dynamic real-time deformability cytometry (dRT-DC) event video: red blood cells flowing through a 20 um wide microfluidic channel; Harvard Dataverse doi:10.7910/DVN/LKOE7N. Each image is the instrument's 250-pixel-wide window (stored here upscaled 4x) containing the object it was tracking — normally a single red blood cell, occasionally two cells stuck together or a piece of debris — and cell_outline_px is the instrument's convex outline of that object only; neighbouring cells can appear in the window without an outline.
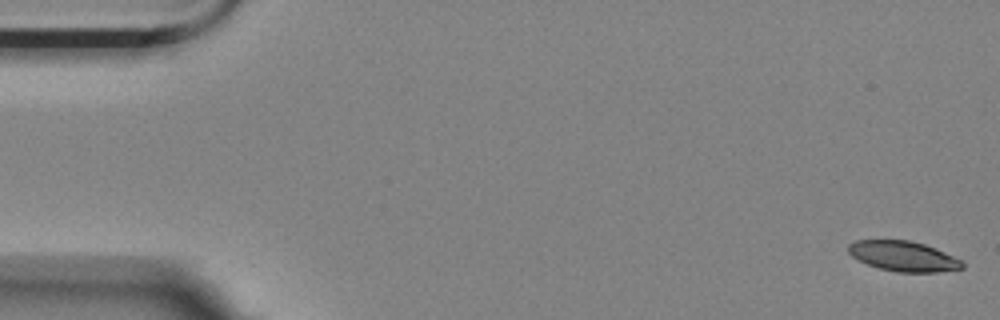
{"species": "Egyptian fruit bat (a non-hibernating species)", "species_latin": "Rousettus aegyptiacus", "temperature_condition": "room temperature", "stored_images_in_passage": 57, "camera_frame_rate_fps": 3000, "um_per_image_px": 0.085, "animal": {"sex": "female"}, "frame": {"image": 1, "passage_image": 1, "time_ms": 0.0, "image_size_px": [1000, 320], "cell_outline_px": [[964, 268], [936, 272], [896, 272], [880, 268], [868, 264], [852, 256], [848, 252], [848, 244], [856, 240], [908, 240], [924, 244], [936, 248], [964, 260]], "centroid_in_image_um": [76.83, 21.77], "position_along_channel_um": 8.2, "area_um2": 20.06}}
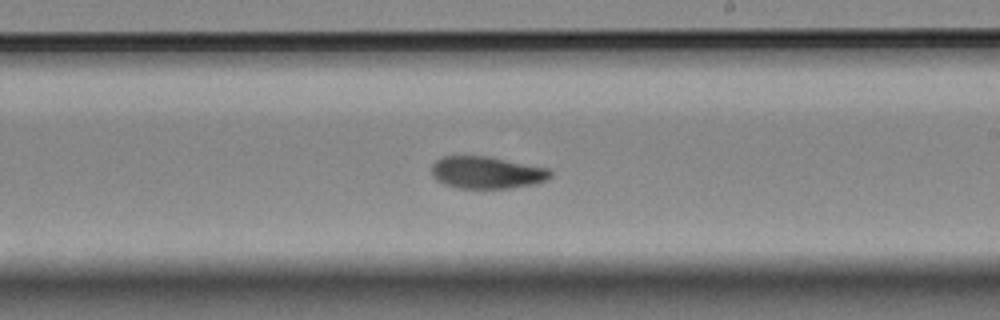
{"frame": {"image": 2, "passage_image": 33, "time_ms": 10.667, "image_size_px": [1000, 320], "cell_outline_px": [[552, 176], [548, 180], [536, 184], [512, 188], [456, 188], [444, 184], [436, 180], [432, 176], [432, 164], [436, 160], [444, 156], [488, 156], [548, 168], [552, 172]], "centroid_in_image_um": [41.39, 14.67], "position_along_channel_um": 247.6, "area_um2": 22.48}}
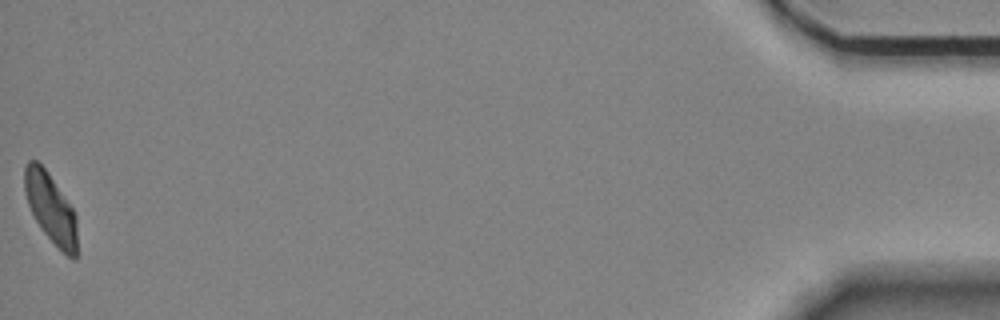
{"frame": {"image": 3, "passage_image": 57, "time_ms": 18.667, "image_size_px": [1000, 320], "cell_outline_px": [[76, 260], [72, 260], [40, 228], [28, 204], [24, 192], [24, 168], [28, 160], [36, 160], [48, 172], [72, 208], [76, 216]], "centroid_in_image_um": [4.29, 17.66], "position_along_channel_um": 430.9, "area_um2": 20.92}, "authors_computed_cell_mechanics": {"area_um2": 22.253, "velocity_mm_per_s": 3.4892, "shape_relaxation_time_tau1_ms": 7.2407, "shape_relaxation_time_tau2_ms": 9.1862, "deformation_change_tau1": 0.182, "deformation_change_tau2": 0.1145}}